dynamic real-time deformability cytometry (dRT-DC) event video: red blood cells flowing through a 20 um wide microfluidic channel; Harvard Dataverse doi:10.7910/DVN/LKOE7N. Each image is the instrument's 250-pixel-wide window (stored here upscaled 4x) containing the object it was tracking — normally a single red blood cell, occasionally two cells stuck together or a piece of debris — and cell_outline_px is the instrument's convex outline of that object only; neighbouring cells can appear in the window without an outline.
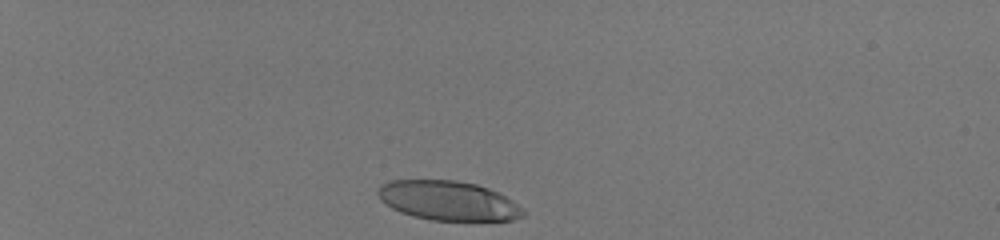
{"species": "human", "species_latin": "Homo sapiens", "temperature_condition": "room temperature", "stored_images_in_passage": 34, "camera_frame_rate_fps": 3000, "um_per_image_px": 0.085, "donor": {"sex": "male"}, "frame": {"image": 1, "passage_image": 1, "time_ms": 0.0, "image_size_px": [1000, 240], "cell_outline_px": [[524, 216], [512, 220], [432, 220], [412, 216], [400, 212], [392, 208], [380, 200], [376, 192], [380, 184], [392, 180], [456, 180], [476, 184], [488, 188], [512, 200], [524, 208]], "centroid_in_image_um": [38.07, 17.05], "position_along_channel_um": 46.9, "area_um2": 33.41}}
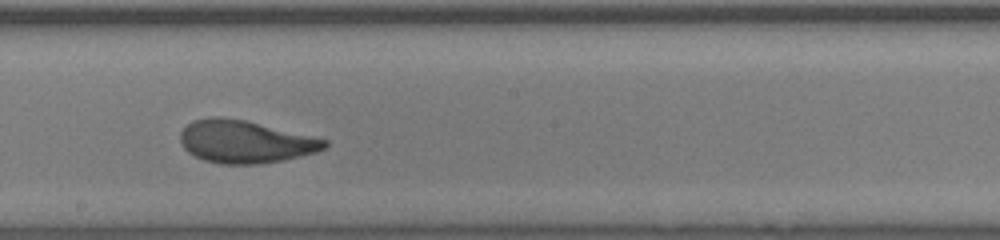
{"frame": {"image": 2, "passage_image": 20, "time_ms": 6.333, "image_size_px": [1000, 240], "cell_outline_px": [[328, 144], [324, 148], [316, 152], [284, 160], [256, 164], [220, 164], [204, 160], [188, 152], [180, 144], [180, 132], [192, 120], [212, 116], [220, 116], [248, 120], [328, 140]], "centroid_in_image_um": [20.81, 12.03], "position_along_channel_um": 227.4, "area_um2": 36.01}}
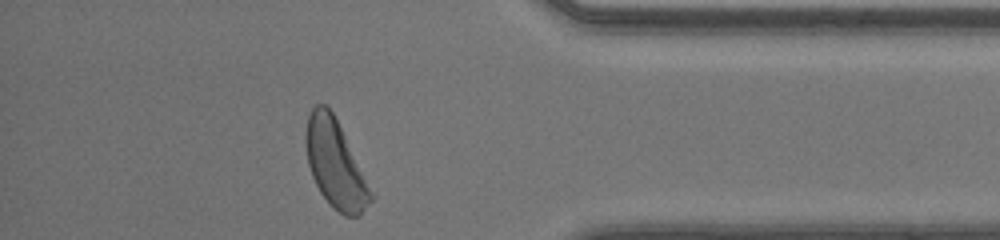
{"frame": {"image": 3, "passage_image": 34, "time_ms": 11.0, "image_size_px": [1000, 240], "cell_outline_px": [[372, 200], [360, 216], [344, 216], [320, 192], [312, 176], [308, 164], [304, 140], [304, 136], [308, 116], [312, 108], [316, 104], [324, 104], [332, 112], [344, 136], [372, 196]], "centroid_in_image_um": [28.43, 13.92], "position_along_channel_um": 406.8, "area_um2": 31.79}, "authors_computed_cell_mechanics": {"area_um2": 35.258, "velocity_mm_per_s": 4.1201, "shape_relaxation_time_tau1_ms": 4.066, "shape_relaxation_time_tau2_ms": 0.7577, "deformation_change_tau1": 0.2112, "deformation_change_tau2": 0.0726}}